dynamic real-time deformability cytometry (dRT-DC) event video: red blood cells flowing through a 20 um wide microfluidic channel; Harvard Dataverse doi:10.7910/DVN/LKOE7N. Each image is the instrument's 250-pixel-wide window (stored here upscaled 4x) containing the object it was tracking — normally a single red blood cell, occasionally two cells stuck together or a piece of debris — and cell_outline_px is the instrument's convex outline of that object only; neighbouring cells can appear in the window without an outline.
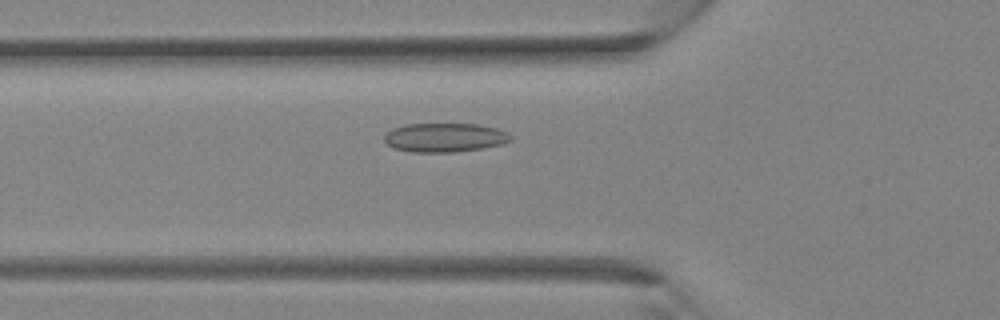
{"species": "Egyptian fruit bat (a non-hibernating species)", "species_latin": "Rousettus aegyptiacus", "temperature_condition": "room temperature", "stored_images_in_passage": 34, "camera_frame_rate_fps": 3000, "um_per_image_px": 0.085, "animal": {"sex": "female"}, "frame": {"image": 1, "passage_image": 11, "time_ms": 3.333, "image_size_px": [1000, 320], "cell_outline_px": [[512, 140], [504, 144], [480, 148], [452, 152], [412, 152], [392, 148], [384, 140], [384, 136], [392, 128], [404, 124], [476, 124], [496, 128], [512, 136]], "centroid_in_image_um": [37.77, 11.69], "position_along_channel_um": 88.0, "area_um2": 21.27}}
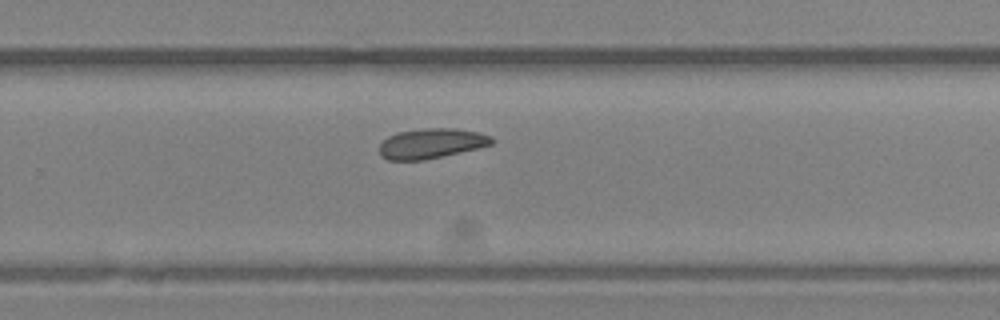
{"frame": {"image": 2, "passage_image": 22, "time_ms": 7.0, "image_size_px": [1000, 320], "cell_outline_px": [[496, 140], [492, 144], [444, 156], [424, 160], [388, 160], [380, 156], [380, 144], [388, 136], [396, 132], [424, 128], [452, 128], [480, 132], [492, 136]], "centroid_in_image_um": [36.67, 12.19], "position_along_channel_um": 293.1, "area_um2": 19.77}}
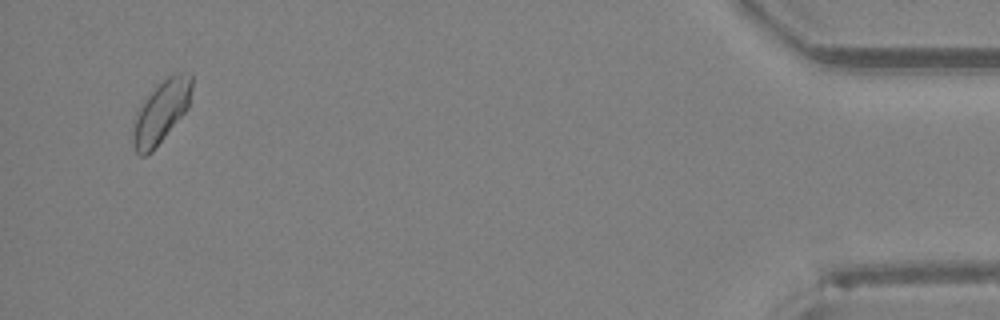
{"frame": {"image": 3, "passage_image": 33, "time_ms": 10.667, "image_size_px": [1000, 320], "cell_outline_px": [[192, 88], [188, 108], [152, 152], [144, 156], [140, 156], [136, 152], [132, 144], [132, 120], [140, 104], [168, 76], [176, 72], [192, 72]], "centroid_in_image_um": [13.67, 9.52], "position_along_channel_um": 421.5, "area_um2": 21.5}}